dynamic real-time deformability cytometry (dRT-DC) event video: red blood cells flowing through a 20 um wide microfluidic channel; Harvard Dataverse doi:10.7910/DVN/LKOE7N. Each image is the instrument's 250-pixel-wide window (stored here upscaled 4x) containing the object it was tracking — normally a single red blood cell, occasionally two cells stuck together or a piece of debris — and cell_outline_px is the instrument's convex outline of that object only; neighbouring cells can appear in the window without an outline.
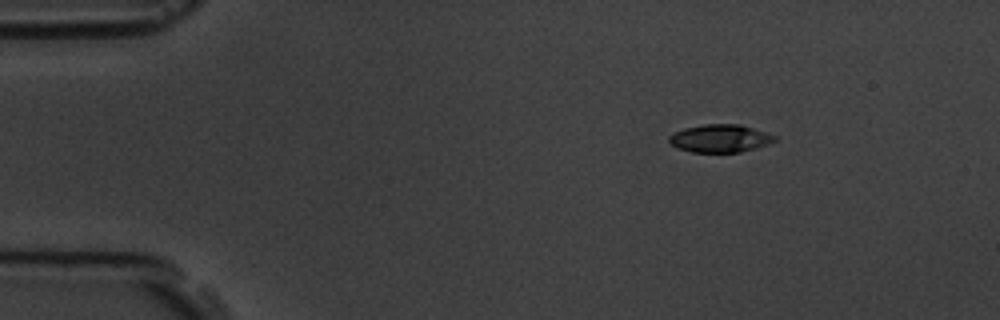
{"species": "common noctule bat (a hibernating species)", "species_latin": "Nyctalus noctula", "temperature_condition": "room temperature", "stored_images_in_passage": 4, "camera_frame_rate_fps": 3000, "um_per_image_px": 0.085, "animal": {"sex": "male", "body_mass_g": 19.5, "forearm_length_mm": 54.6}, "frame": {"image": 1, "passage_image": 4, "time_ms": 4.333, "image_size_px": [1000, 320], "cell_outline_px": [[776, 140], [768, 144], [756, 148], [740, 152], [692, 152], [676, 148], [668, 140], [668, 136], [684, 128], [704, 124], [740, 124], [776, 136]], "centroid_in_image_um": [61.19, 11.77], "position_along_channel_um": 23.8, "area_um2": 17.05}}